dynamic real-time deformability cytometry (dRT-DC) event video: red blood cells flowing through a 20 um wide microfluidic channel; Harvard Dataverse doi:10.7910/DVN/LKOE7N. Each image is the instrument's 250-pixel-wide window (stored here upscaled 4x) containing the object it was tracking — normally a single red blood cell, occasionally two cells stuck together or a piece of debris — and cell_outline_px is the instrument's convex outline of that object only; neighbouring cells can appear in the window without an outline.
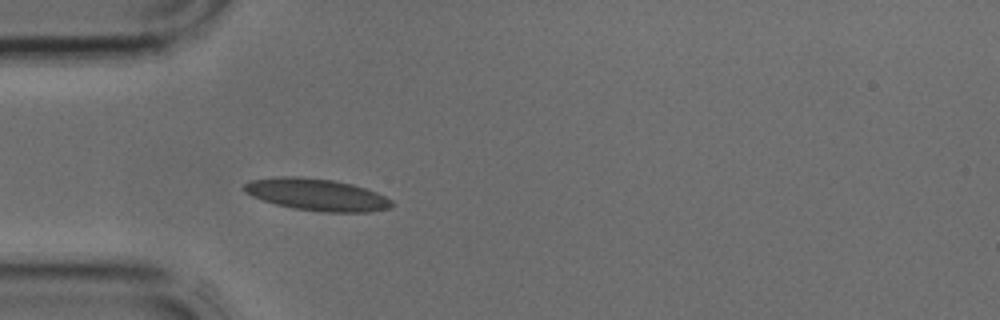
{"species": "common noctule bat (a hibernating species)", "species_latin": "Nyctalus noctula", "temperature_condition": "cold", "stored_images_in_passage": 3, "camera_frame_rate_fps": 3000, "um_per_image_px": 0.085, "animal": {"sex": "male", "body_mass_g": 17.9, "forearm_length_mm": 54.2}, "frame": {"image": 1, "passage_image": 3, "time_ms": 0.667, "image_size_px": [1000, 320], "cell_outline_px": [[396, 204], [392, 208], [368, 212], [324, 212], [292, 208], [276, 204], [252, 196], [244, 192], [244, 184], [252, 180], [280, 176], [296, 176], [332, 180], [352, 184], [376, 192], [392, 200]], "centroid_in_image_um": [26.96, 16.55], "position_along_channel_um": 58.0, "area_um2": 27.46}}